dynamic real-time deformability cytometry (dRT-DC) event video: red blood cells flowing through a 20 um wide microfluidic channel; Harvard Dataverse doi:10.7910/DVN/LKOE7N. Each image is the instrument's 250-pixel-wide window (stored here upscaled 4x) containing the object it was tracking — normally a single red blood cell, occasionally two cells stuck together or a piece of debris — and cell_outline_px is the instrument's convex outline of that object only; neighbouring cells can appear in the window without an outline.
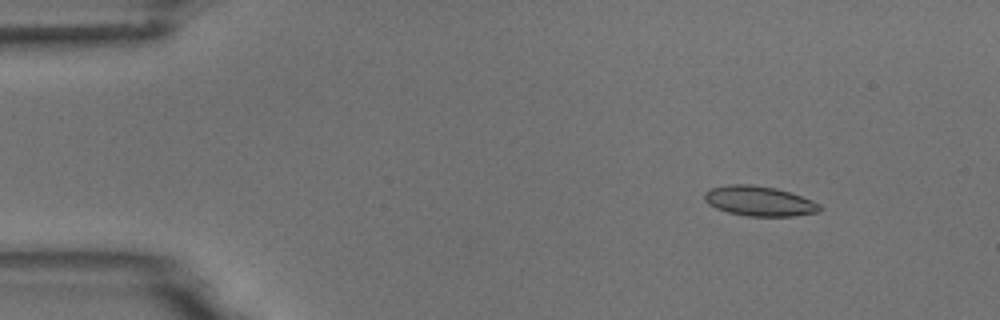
{"species": "common noctule bat (a hibernating species)", "species_latin": "Nyctalus noctula", "temperature_condition": "room temperature", "stored_images_in_passage": 6, "camera_frame_rate_fps": 3000, "um_per_image_px": 0.085, "animal": {"sex": "male", "body_mass_g": 18.8}, "frame": {"image": 1, "passage_image": 2, "time_ms": 0.333, "image_size_px": [1000, 320], "cell_outline_px": [[820, 212], [792, 216], [748, 216], [728, 212], [716, 208], [708, 204], [704, 200], [704, 192], [708, 188], [728, 184], [752, 184], [776, 188], [812, 200], [820, 204]], "centroid_in_image_um": [64.49, 17.08], "position_along_channel_um": 20.5, "area_um2": 20.17}}
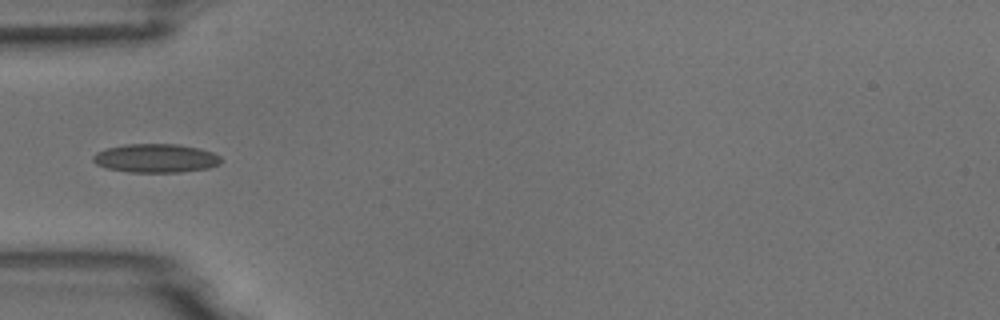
{"frame": {"image": 2, "passage_image": 5, "time_ms": 1.333, "image_size_px": [1000, 320], "cell_outline_px": [[224, 160], [220, 164], [208, 168], [180, 172], [128, 172], [108, 168], [96, 164], [92, 160], [92, 156], [96, 152], [108, 148], [124, 144], [180, 144], [200, 148], [212, 152], [220, 156]], "centroid_in_image_um": [13.27, 13.44], "position_along_channel_um": 71.7, "area_um2": 21.56}}